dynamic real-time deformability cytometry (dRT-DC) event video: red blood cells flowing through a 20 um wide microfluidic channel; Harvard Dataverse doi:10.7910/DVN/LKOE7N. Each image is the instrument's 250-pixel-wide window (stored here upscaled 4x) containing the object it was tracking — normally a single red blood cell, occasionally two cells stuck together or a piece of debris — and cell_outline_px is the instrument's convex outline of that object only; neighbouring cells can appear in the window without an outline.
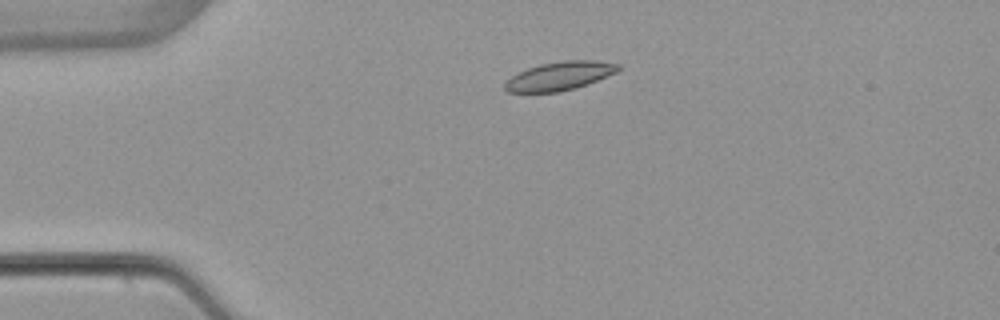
{"species": "common noctule bat (a hibernating species)", "species_latin": "Nyctalus noctula", "temperature_condition": "warm", "stored_images_in_passage": 4, "camera_frame_rate_fps": 3000, "um_per_image_px": 0.085, "animal": {"sex": "female", "body_mass_g": 22.7, "forearm_length_mm": 54.2}, "frame": {"image": 1, "passage_image": 3, "time_ms": 2.333, "image_size_px": [1000, 320], "cell_outline_px": [[620, 68], [616, 72], [588, 84], [576, 88], [560, 92], [508, 92], [504, 88], [504, 80], [528, 68], [540, 64], [564, 60], [596, 60], [620, 64]], "centroid_in_image_um": [47.56, 6.46], "position_along_channel_um": 37.4, "area_um2": 18.9}}